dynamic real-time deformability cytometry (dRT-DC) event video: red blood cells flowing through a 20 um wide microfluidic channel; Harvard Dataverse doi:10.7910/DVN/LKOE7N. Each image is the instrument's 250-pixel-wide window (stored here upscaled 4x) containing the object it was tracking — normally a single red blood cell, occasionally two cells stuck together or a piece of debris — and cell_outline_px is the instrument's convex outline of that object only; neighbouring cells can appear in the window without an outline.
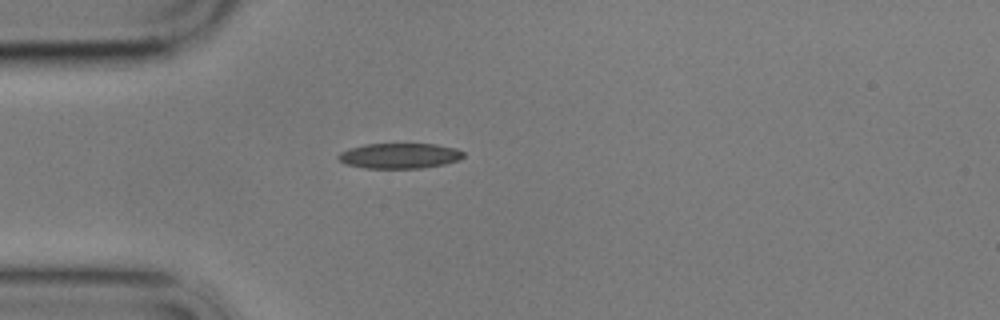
{"species": "common noctule bat (a hibernating species)", "species_latin": "Nyctalus noctula", "temperature_condition": "cold", "stored_images_in_passage": 1, "camera_frame_rate_fps": 3000, "um_per_image_px": 0.085, "animal": {"sex": "male", "body_mass_g": 17.9}, "frame": {"image": 1, "passage_image": 1, "time_ms": 0.0, "image_size_px": [1000, 320], "cell_outline_px": [[464, 156], [460, 160], [444, 164], [420, 168], [364, 168], [344, 164], [336, 156], [340, 152], [348, 148], [364, 144], [436, 144], [456, 148], [464, 152]], "centroid_in_image_um": [33.95, 13.24], "position_along_channel_um": 51.1, "area_um2": 18.61}}